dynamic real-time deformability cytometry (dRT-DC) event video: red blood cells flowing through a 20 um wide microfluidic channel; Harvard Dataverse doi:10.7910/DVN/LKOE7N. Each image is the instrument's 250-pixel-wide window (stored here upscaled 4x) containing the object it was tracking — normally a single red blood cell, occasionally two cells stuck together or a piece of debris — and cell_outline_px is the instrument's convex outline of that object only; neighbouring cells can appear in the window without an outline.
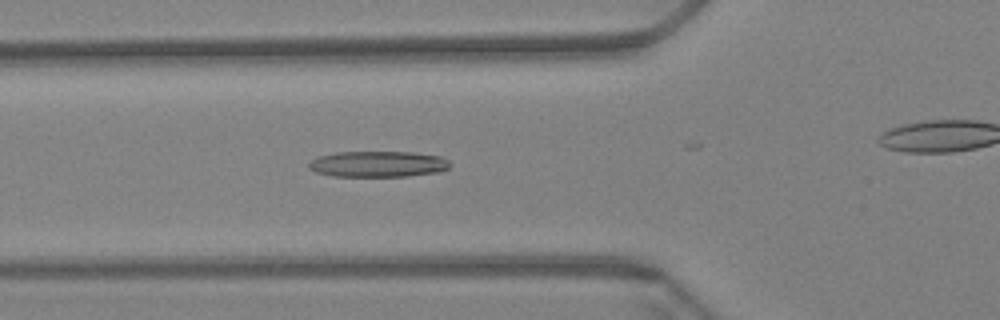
{"species": "Egyptian fruit bat (a non-hibernating species)", "species_latin": "Rousettus aegyptiacus", "temperature_condition": "warm", "stored_images_in_passage": 46, "camera_frame_rate_fps": 3000, "um_per_image_px": 0.085, "animal": {"sex": "female"}, "frame": {"image": 1, "passage_image": 22, "time_ms": 7.0, "image_size_px": [1000, 320], "cell_outline_px": [[452, 164], [448, 168], [440, 172], [408, 176], [332, 176], [316, 172], [308, 168], [308, 164], [312, 160], [320, 156], [336, 152], [412, 152], [440, 156], [448, 160]], "centroid_in_image_um": [32.16, 13.95], "position_along_channel_um": 93.6, "area_um2": 21.39}}
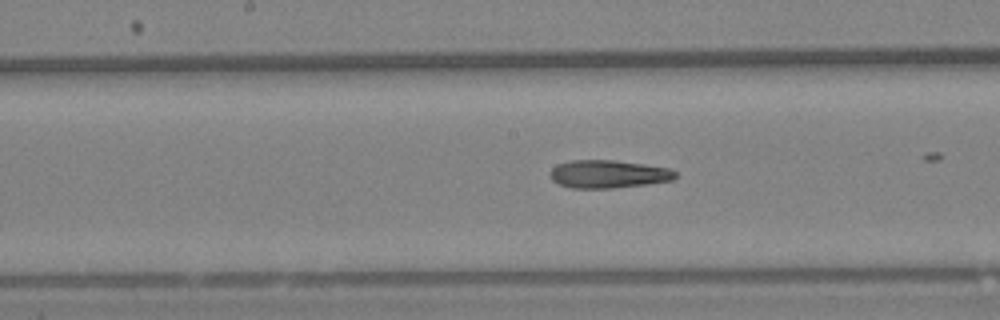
{"frame": {"image": 2, "passage_image": 31, "time_ms": 10.0, "image_size_px": [1000, 320], "cell_outline_px": [[676, 176], [672, 180], [648, 184], [612, 188], [572, 188], [560, 184], [552, 180], [548, 176], [548, 172], [556, 164], [572, 160], [616, 160], [672, 168], [676, 172]], "centroid_in_image_um": [51.69, 14.79], "position_along_channel_um": 196.5, "area_um2": 20.63}}
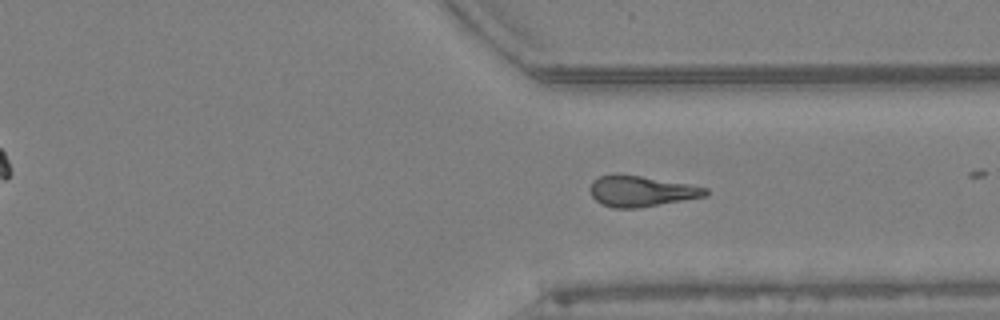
{"frame": {"image": 3, "passage_image": 45, "time_ms": 14.667, "image_size_px": [1000, 320], "cell_outline_px": [[708, 196], [636, 208], [612, 208], [600, 204], [592, 196], [592, 180], [600, 176], [616, 172], [688, 184], [708, 188]], "centroid_in_image_um": [54.49, 16.24], "position_along_channel_um": 356.9, "area_um2": 20.69}}